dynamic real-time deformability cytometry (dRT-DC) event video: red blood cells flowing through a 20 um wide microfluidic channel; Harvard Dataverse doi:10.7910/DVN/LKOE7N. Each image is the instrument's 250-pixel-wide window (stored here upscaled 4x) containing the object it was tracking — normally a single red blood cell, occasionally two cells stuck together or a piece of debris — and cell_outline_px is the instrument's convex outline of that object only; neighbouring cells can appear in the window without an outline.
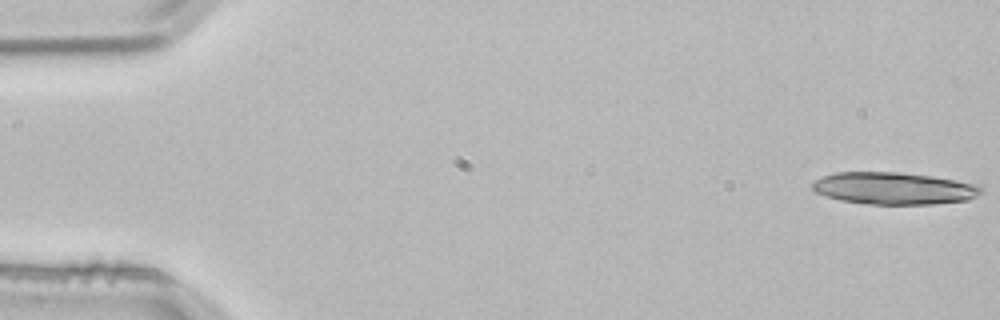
{"species": "common noctule bat (a hibernating species)", "species_latin": "Nyctalus noctula", "temperature_condition": "room temperature", "stored_images_in_passage": 5, "camera_frame_rate_fps": 3000, "um_per_image_px": 0.085, "animal": {"sex": "male", "body_mass_g": 21.5, "forearm_length_mm": 52.0}, "frame": {"image": 1, "passage_image": 1, "time_ms": 0.0, "image_size_px": [1000, 320], "cell_outline_px": [[984, 192], [968, 200], [932, 204], [868, 204], [840, 200], [816, 192], [812, 188], [812, 184], [816, 180], [824, 176], [836, 172], [900, 172], [932, 176], [976, 184], [984, 188]], "centroid_in_image_um": [76.02, 16.01], "position_along_channel_um": 9.0, "area_um2": 31.5}}
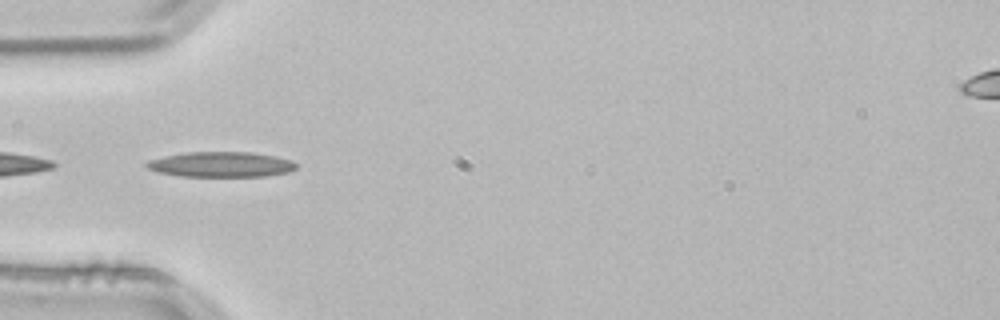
{"frame": {"image": 2, "passage_image": 4, "time_ms": 1.0, "image_size_px": [1000, 320], "cell_outline_px": [[296, 168], [288, 172], [264, 176], [180, 176], [160, 172], [148, 168], [144, 164], [148, 160], [164, 156], [184, 152], [252, 152], [276, 156], [292, 160], [296, 164]], "centroid_in_image_um": [18.79, 13.97], "position_along_channel_um": 66.2, "area_um2": 21.96}}